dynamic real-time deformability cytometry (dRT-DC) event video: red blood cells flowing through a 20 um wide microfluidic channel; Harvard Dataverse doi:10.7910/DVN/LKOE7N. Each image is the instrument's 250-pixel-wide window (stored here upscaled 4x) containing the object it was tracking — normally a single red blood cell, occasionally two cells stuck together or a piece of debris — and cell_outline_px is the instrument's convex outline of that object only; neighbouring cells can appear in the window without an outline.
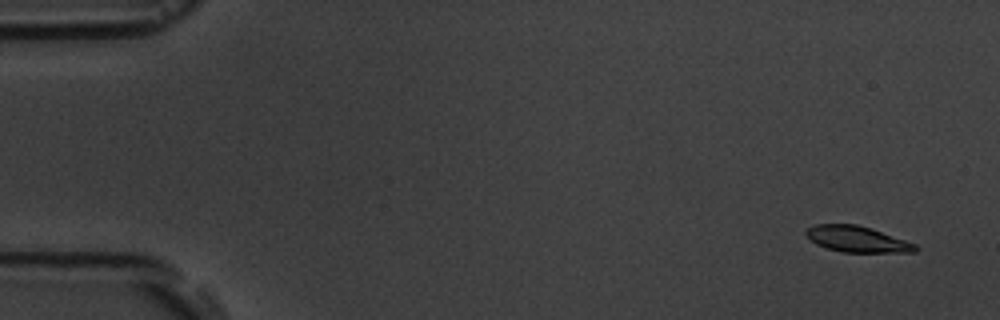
{"species": "common noctule bat (a hibernating species)", "species_latin": "Nyctalus noctula", "temperature_condition": "room temperature", "stored_images_in_passage": 6, "camera_frame_rate_fps": 3000, "um_per_image_px": 0.085, "animal": {"sex": "male", "body_mass_g": 19.5, "forearm_length_mm": 54.6}, "frame": {"image": 1, "passage_image": 1, "time_ms": 0.0, "image_size_px": [1000, 320], "cell_outline_px": [[920, 248], [916, 252], [844, 252], [828, 248], [816, 244], [804, 232], [808, 228], [816, 224], [856, 224], [872, 228], [916, 244]], "centroid_in_image_um": [72.89, 20.32], "position_along_channel_um": 12.1, "area_um2": 16.47}}
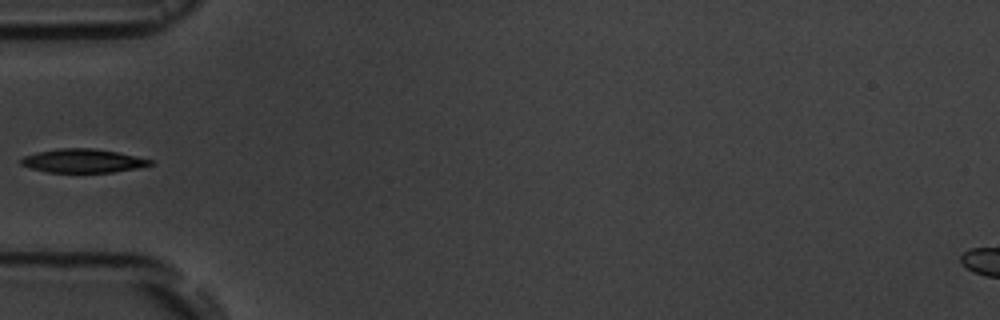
{"frame": {"image": 2, "passage_image": 5, "time_ms": 5.333, "image_size_px": [1000, 320], "cell_outline_px": [[156, 164], [136, 168], [112, 172], [48, 172], [32, 168], [20, 164], [20, 160], [24, 156], [36, 152], [56, 148], [92, 148], [116, 152], [156, 160]], "centroid_in_image_um": [7.08, 13.66], "position_along_channel_um": 77.9, "area_um2": 17.86}}
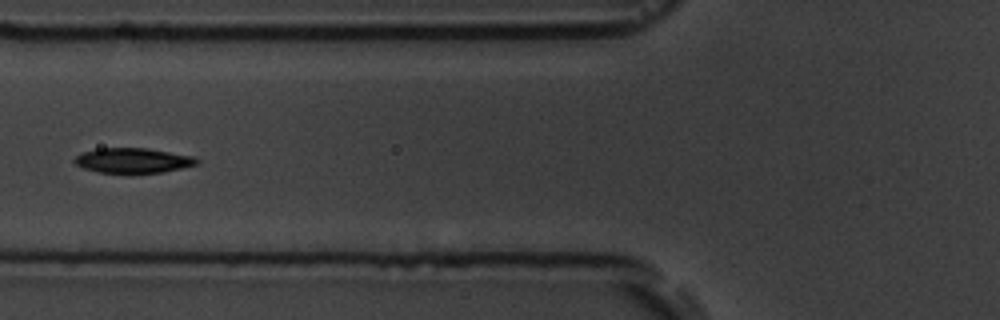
{"frame": {"image": 3, "passage_image": 6, "time_ms": 6.333, "image_size_px": [1000, 320], "cell_outline_px": [[200, 160], [196, 164], [164, 172], [132, 176], [100, 172], [84, 168], [76, 164], [72, 160], [76, 156], [84, 152], [96, 148], [148, 148], [192, 156]], "centroid_in_image_um": [11.28, 13.68], "position_along_channel_um": 114.5, "area_um2": 18.38}}